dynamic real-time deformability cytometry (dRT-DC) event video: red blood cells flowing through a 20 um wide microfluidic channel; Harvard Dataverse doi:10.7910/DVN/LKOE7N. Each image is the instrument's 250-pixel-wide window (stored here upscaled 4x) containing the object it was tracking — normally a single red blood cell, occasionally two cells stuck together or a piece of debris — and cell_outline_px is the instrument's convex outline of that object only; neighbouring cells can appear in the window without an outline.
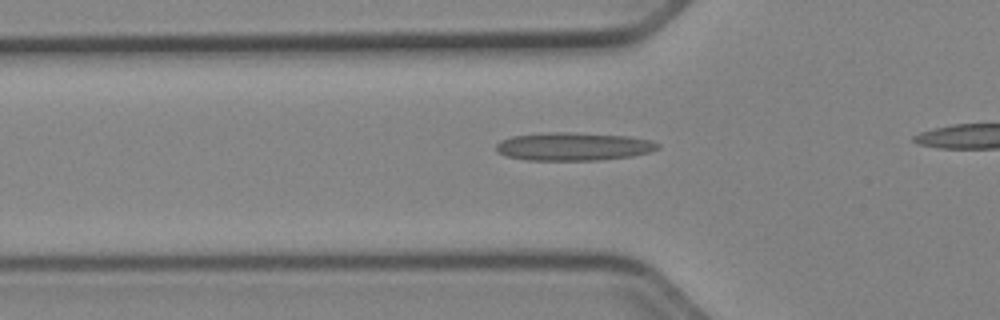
{"species": "Egyptian fruit bat (a non-hibernating species)", "species_latin": "Rousettus aegyptiacus", "temperature_condition": "cold", "stored_images_in_passage": 34, "camera_frame_rate_fps": 3000, "um_per_image_px": 0.085, "animal": {"sex": "female"}, "frame": {"image": 1, "passage_image": 13, "time_ms": 4.0, "image_size_px": [1000, 320], "cell_outline_px": [[660, 148], [648, 152], [632, 156], [596, 160], [528, 160], [508, 156], [496, 152], [496, 144], [500, 140], [512, 136], [540, 132], [572, 132], [628, 136], [652, 140], [660, 144]], "centroid_in_image_um": [48.73, 12.44], "position_along_channel_um": 77.1, "area_um2": 26.65}}
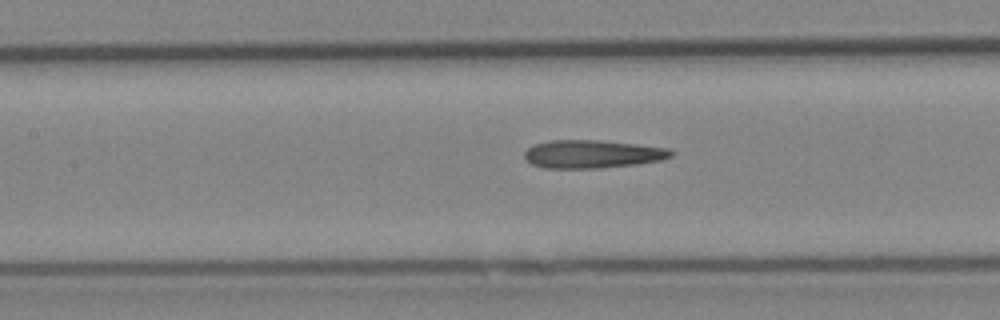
{"frame": {"image": 2, "passage_image": 19, "time_ms": 6.0, "image_size_px": [1000, 320], "cell_outline_px": [[676, 152], [672, 156], [660, 160], [636, 164], [596, 168], [544, 168], [532, 164], [524, 160], [524, 152], [528, 148], [536, 144], [548, 140], [600, 140], [672, 148]], "centroid_in_image_um": [50.36, 13.09], "position_along_channel_um": 157.0, "area_um2": 24.16}}
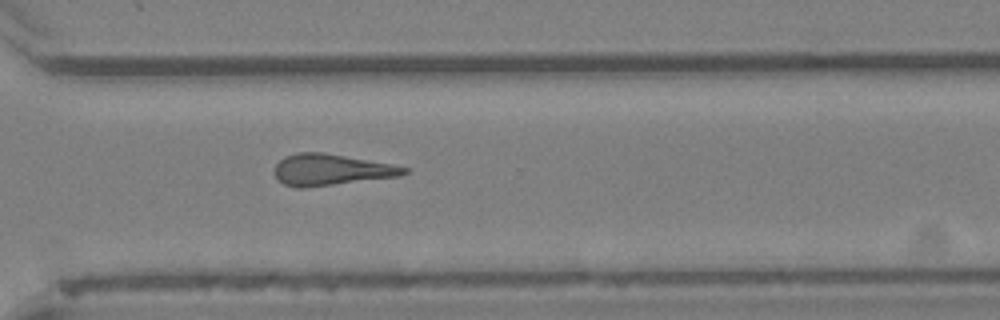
{"frame": {"image": 3, "passage_image": 33, "time_ms": 10.667, "image_size_px": [1000, 320], "cell_outline_px": [[408, 172], [400, 176], [304, 188], [296, 188], [284, 184], [276, 180], [272, 172], [276, 164], [284, 156], [296, 152], [324, 152], [392, 164], [408, 168]], "centroid_in_image_um": [28.07, 14.43], "position_along_channel_um": 342.5, "area_um2": 23.87}}